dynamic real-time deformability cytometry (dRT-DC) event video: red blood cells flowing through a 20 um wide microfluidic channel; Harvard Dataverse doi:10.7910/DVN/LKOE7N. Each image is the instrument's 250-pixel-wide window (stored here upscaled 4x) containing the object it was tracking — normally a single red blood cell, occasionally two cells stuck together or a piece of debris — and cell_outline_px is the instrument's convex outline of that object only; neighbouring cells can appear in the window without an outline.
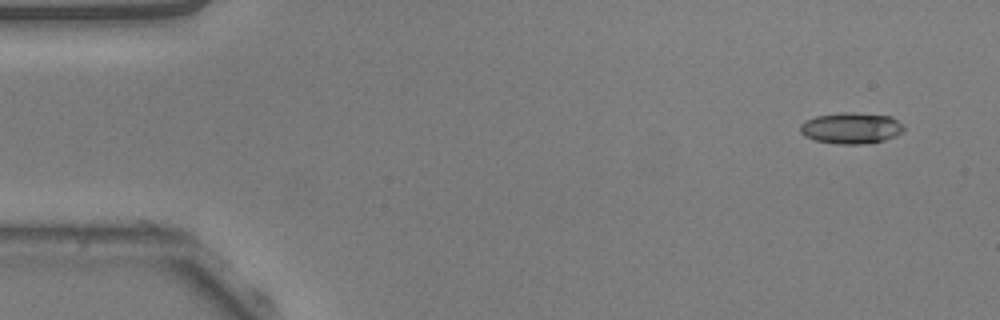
{"species": "common noctule bat (a hibernating species)", "species_latin": "Nyctalus noctula", "temperature_condition": "warm", "stored_images_in_passage": 50, "camera_frame_rate_fps": 3000, "um_per_image_px": 0.085, "animal": {"sex": "male", "body_mass_g": 20.5, "forearm_length_mm": 52.5}, "frame": {"image": 1, "passage_image": 1, "time_ms": 0.0, "image_size_px": [1000, 320], "cell_outline_px": [[904, 132], [896, 136], [884, 140], [860, 144], [840, 144], [816, 140], [804, 136], [800, 132], [800, 124], [804, 120], [816, 116], [844, 112], [852, 112], [892, 116], [904, 124]], "centroid_in_image_um": [72.37, 10.88], "position_along_channel_um": 12.6, "area_um2": 18.96}}
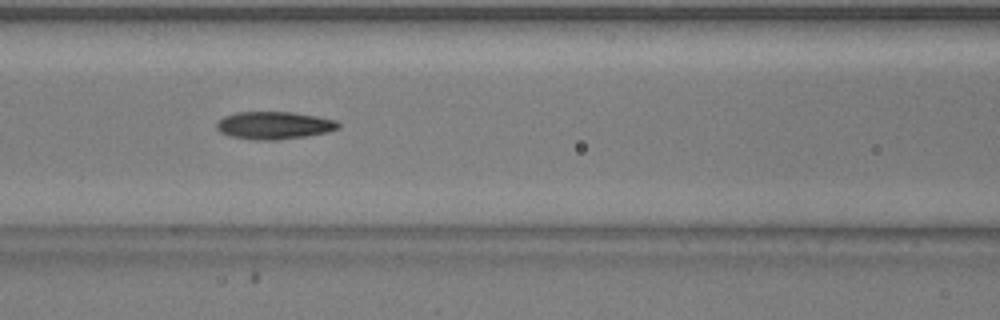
{"frame": {"image": 2, "passage_image": 20, "time_ms": 6.333, "image_size_px": [1000, 320], "cell_outline_px": [[340, 128], [328, 132], [304, 136], [276, 140], [256, 140], [228, 136], [220, 132], [216, 128], [216, 124], [224, 116], [236, 112], [292, 112], [316, 116], [336, 120], [340, 124]], "centroid_in_image_um": [23.29, 10.66], "position_along_channel_um": 143.3, "area_um2": 19.59}}
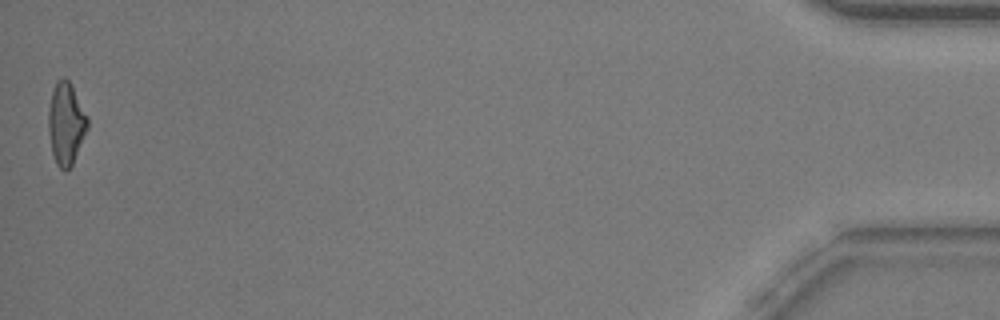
{"frame": {"image": 3, "passage_image": 50, "time_ms": 16.333, "image_size_px": [1000, 320], "cell_outline_px": [[88, 128], [72, 164], [64, 172], [56, 164], [52, 152], [48, 128], [48, 108], [52, 92], [56, 80], [64, 76], [72, 84], [88, 116]], "centroid_in_image_um": [5.61, 10.46], "position_along_channel_um": 429.6, "area_um2": 18.84}, "authors_computed_cell_mechanics": {"area_um2": 18.9295, "velocity_mm_per_s": 3.8419, "shape_relaxation_time_tau1_ms": 3.7917, "shape_relaxation_time_tau2_ms": 3.8115, "deformation_change_tau1": 0.159, "deformation_change_tau2": 0.1261}}